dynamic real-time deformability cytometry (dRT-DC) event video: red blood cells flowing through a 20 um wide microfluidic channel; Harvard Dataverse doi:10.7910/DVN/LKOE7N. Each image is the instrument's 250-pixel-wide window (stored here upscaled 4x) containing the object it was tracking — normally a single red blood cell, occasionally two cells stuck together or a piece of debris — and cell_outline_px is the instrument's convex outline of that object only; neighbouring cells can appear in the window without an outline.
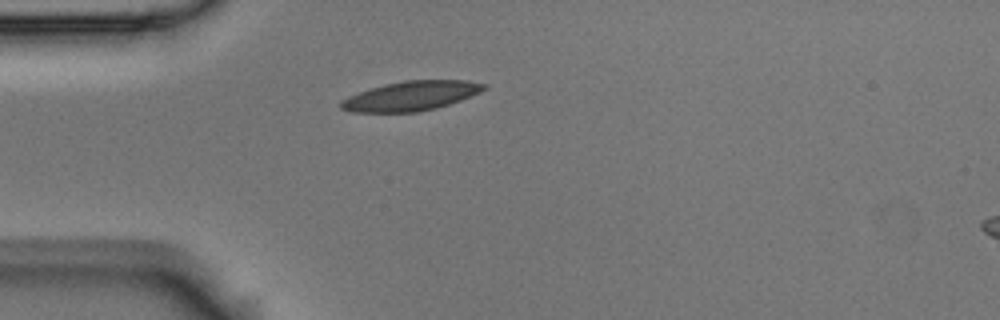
{"species": "Egyptian fruit bat (a non-hibernating species)", "species_latin": "Rousettus aegyptiacus", "temperature_condition": "room temperature", "stored_images_in_passage": 1, "camera_frame_rate_fps": 3000, "um_per_image_px": 0.085, "animal": {"sex": "male"}, "frame": {"image": 1, "passage_image": 1, "time_ms": 0.0, "image_size_px": [1000, 320], "cell_outline_px": [[488, 88], [480, 92], [460, 100], [436, 108], [416, 112], [352, 112], [340, 108], [340, 100], [348, 96], [384, 84], [404, 80], [464, 80], [488, 84]], "centroid_in_image_um": [34.94, 8.15], "position_along_channel_um": 50.1, "area_um2": 24.51}}